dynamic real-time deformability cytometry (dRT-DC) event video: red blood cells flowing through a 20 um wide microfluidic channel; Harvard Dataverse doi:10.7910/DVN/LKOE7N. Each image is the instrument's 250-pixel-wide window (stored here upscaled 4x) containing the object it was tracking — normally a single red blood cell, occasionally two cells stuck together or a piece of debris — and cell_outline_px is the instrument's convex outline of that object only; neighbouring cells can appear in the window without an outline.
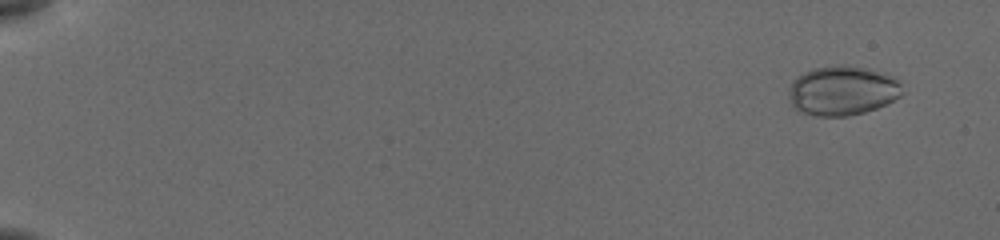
{"species": "common noctule bat (a hibernating species)", "species_latin": "Nyctalus noctula", "temperature_condition": "cold", "stored_images_in_passage": 55, "camera_frame_rate_fps": 3000, "um_per_image_px": 0.085, "animal": {"sex": "female", "body_mass_g": 19.5, "forearm_length_mm": 54.1}, "frame": {"image": 1, "passage_image": 4, "time_ms": 1.0, "image_size_px": [1000, 240], "cell_outline_px": [[904, 92], [900, 96], [876, 108], [864, 112], [848, 116], [816, 116], [800, 112], [788, 100], [788, 88], [792, 80], [804, 72], [812, 68], [868, 68], [892, 76], [900, 80]], "centroid_in_image_um": [71.59, 7.74], "position_along_channel_um": 13.4, "area_um2": 32.25}}
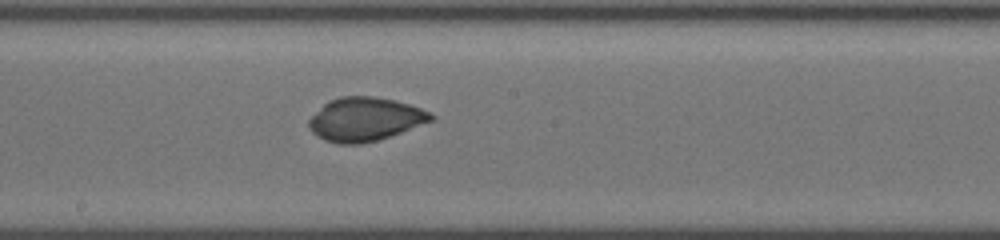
{"frame": {"image": 2, "passage_image": 33, "time_ms": 10.667, "image_size_px": [1000, 240], "cell_outline_px": [[436, 116], [432, 120], [400, 132], [376, 140], [360, 144], [340, 144], [324, 140], [312, 132], [308, 128], [308, 120], [328, 100], [340, 96], [372, 96], [392, 100], [408, 104], [432, 112]], "centroid_in_image_um": [30.99, 10.13], "position_along_channel_um": 217.2, "area_um2": 30.75}}
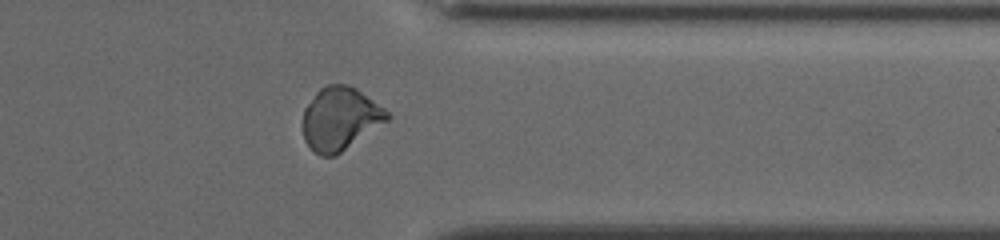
{"frame": {"image": 3, "passage_image": 46, "time_ms": 15.0, "image_size_px": [1000, 240], "cell_outline_px": [[392, 116], [388, 120], [336, 156], [320, 156], [304, 140], [304, 108], [316, 92], [324, 84], [348, 84], [356, 88], [384, 108]], "centroid_in_image_um": [28.92, 10.07], "position_along_channel_um": 382.5, "area_um2": 30.81}}